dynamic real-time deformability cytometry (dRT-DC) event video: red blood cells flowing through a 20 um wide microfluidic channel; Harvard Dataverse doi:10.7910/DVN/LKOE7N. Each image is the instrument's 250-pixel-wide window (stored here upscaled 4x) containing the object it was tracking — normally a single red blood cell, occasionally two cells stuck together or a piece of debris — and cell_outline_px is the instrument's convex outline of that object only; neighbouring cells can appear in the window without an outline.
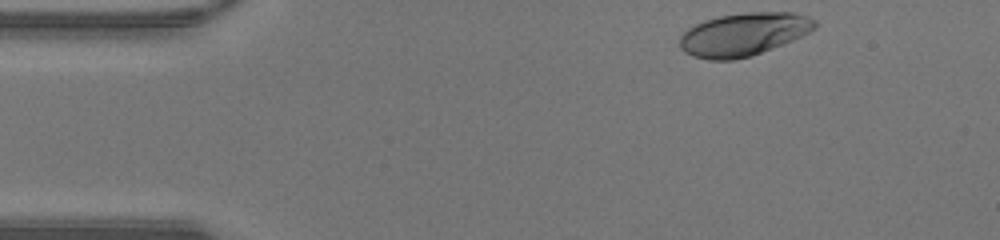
{"species": "human", "species_latin": "Homo sapiens", "temperature_condition": "warm", "stored_images_in_passage": 38, "camera_frame_rate_fps": 3000, "um_per_image_px": 0.085, "donor": {"sex": "male"}, "frame": {"image": 1, "passage_image": 1, "time_ms": 0.0, "image_size_px": [1000, 240], "cell_outline_px": [[816, 28], [792, 40], [752, 56], [732, 60], [708, 60], [692, 56], [684, 52], [680, 48], [680, 36], [688, 28], [704, 20], [720, 16], [744, 12], [792, 12], [808, 16], [816, 20]], "centroid_in_image_um": [63.18, 2.92], "position_along_channel_um": 21.8, "area_um2": 33.87}}
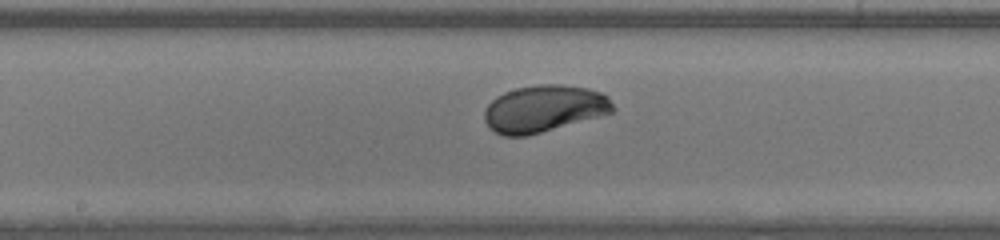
{"frame": {"image": 2, "passage_image": 19, "time_ms": 6.0, "image_size_px": [1000, 240], "cell_outline_px": [[616, 108], [612, 112], [600, 116], [528, 136], [504, 136], [488, 128], [484, 120], [484, 112], [488, 104], [496, 96], [504, 92], [516, 88], [540, 84], [560, 84], [588, 88], [604, 92], [608, 96]], "centroid_in_image_um": [46.25, 9.23], "position_along_channel_um": 202.0, "area_um2": 35.43}}
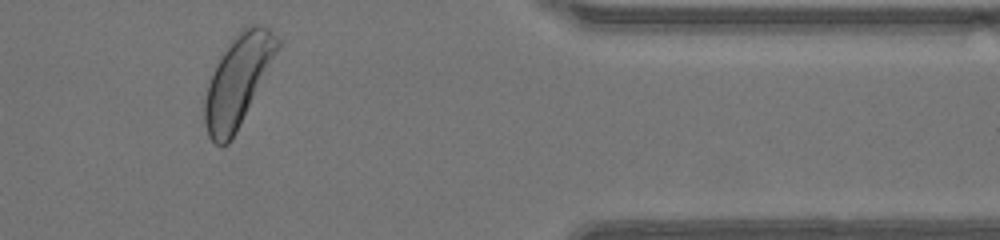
{"frame": {"image": 3, "passage_image": 34, "time_ms": 11.0, "image_size_px": [1000, 240], "cell_outline_px": [[280, 44], [232, 140], [228, 144], [216, 144], [208, 136], [204, 124], [204, 100], [208, 84], [212, 72], [220, 56], [232, 36], [244, 28], [252, 24], [264, 24], [280, 40]], "centroid_in_image_um": [20.17, 6.83], "position_along_channel_um": 391.2, "area_um2": 37.69}, "authors_computed_cell_mechanics": {"area_um2": 34.68, "velocity_mm_per_s": 4.3562, "shape_relaxation_time_tau1_ms": 2.626, "shape_relaxation_time_tau2_ms": null, "deformation_change_tau1": 0.171, "deformation_change_tau2": null}}